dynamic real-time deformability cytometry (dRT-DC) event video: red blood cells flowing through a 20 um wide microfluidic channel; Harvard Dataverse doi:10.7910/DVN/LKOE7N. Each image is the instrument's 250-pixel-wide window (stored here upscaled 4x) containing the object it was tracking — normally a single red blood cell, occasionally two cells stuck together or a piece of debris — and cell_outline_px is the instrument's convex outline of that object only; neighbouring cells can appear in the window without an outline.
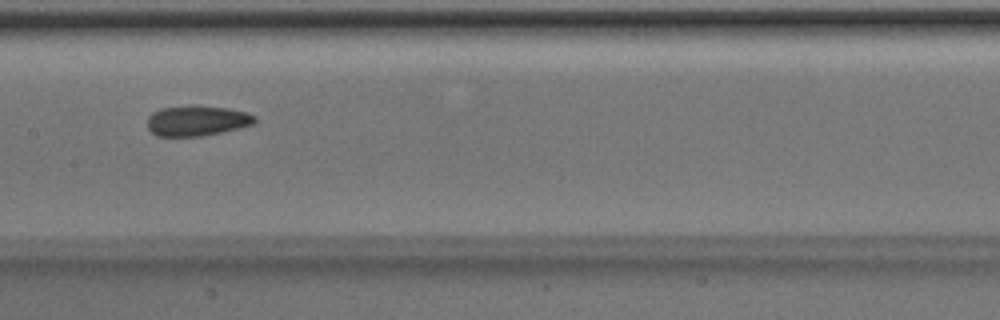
{"species": "Egyptian fruit bat (a non-hibernating species)", "species_latin": "Rousettus aegyptiacus", "temperature_condition": "room temperature", "stored_images_in_passage": 21, "camera_frame_rate_fps": 3000, "um_per_image_px": 0.085, "animal": {"sex": "male"}, "frame": {"image": 1, "passage_image": 12, "time_ms": 3.667, "image_size_px": [1000, 320], "cell_outline_px": [[256, 120], [252, 124], [240, 128], [204, 136], [156, 136], [148, 128], [148, 116], [152, 112], [160, 108], [188, 104], [192, 104], [228, 108], [248, 112], [256, 116]], "centroid_in_image_um": [16.74, 10.24], "position_along_channel_um": 190.7, "area_um2": 19.42}}
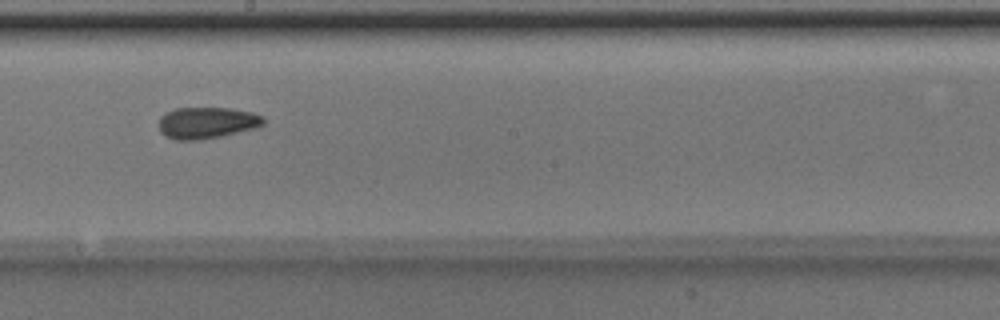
{"frame": {"image": 2, "passage_image": 15, "time_ms": 4.667, "image_size_px": [1000, 320], "cell_outline_px": [[264, 124], [256, 128], [204, 140], [176, 140], [164, 136], [160, 132], [160, 116], [164, 112], [176, 108], [228, 108], [252, 112], [264, 116]], "centroid_in_image_um": [17.57, 10.44], "position_along_channel_um": 230.6, "area_um2": 19.42}}
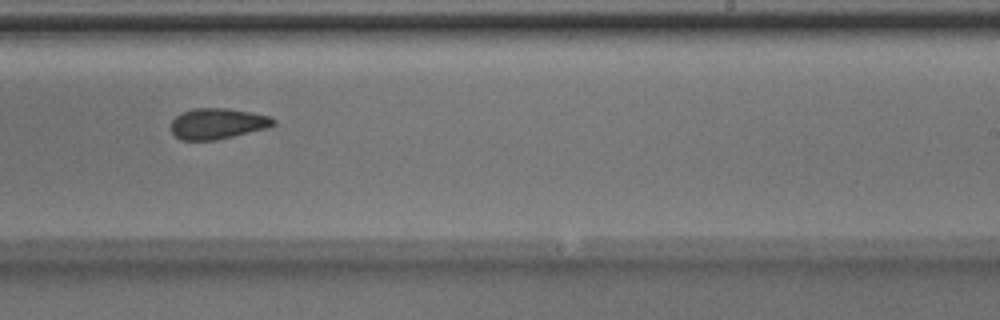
{"frame": {"image": 3, "passage_image": 18, "time_ms": 5.667, "image_size_px": [1000, 320], "cell_outline_px": [[276, 124], [272, 128], [216, 140], [180, 140], [172, 132], [172, 120], [176, 116], [192, 108], [228, 108], [252, 112], [268, 116], [276, 120]], "centroid_in_image_um": [18.55, 10.51], "position_along_channel_um": 270.4, "area_um2": 18.61}}